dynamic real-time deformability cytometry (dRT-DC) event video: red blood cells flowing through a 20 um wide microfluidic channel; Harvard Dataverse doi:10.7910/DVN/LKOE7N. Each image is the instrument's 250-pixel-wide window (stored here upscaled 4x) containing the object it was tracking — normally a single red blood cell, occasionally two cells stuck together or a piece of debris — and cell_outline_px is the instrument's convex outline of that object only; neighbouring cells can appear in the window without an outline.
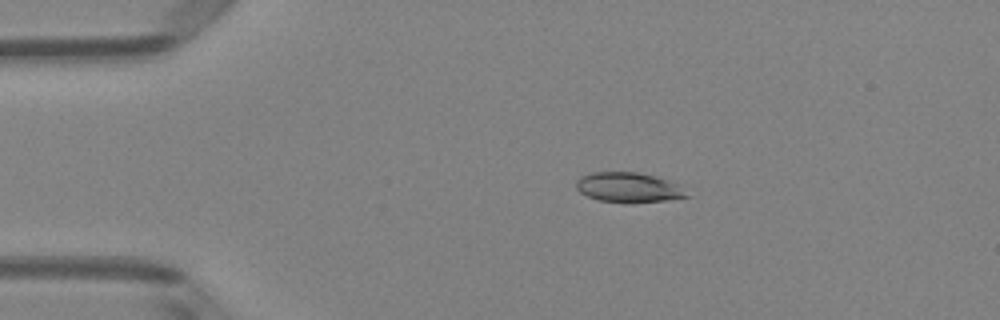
{"species": "Egyptian fruit bat (a non-hibernating species)", "species_latin": "Rousettus aegyptiacus", "temperature_condition": "room temperature", "stored_images_in_passage": 6, "camera_frame_rate_fps": 3000, "um_per_image_px": 0.085, "animal": {"sex": "female"}, "frame": {"image": 1, "passage_image": 3, "time_ms": 0.667, "image_size_px": [1000, 320], "cell_outline_px": [[692, 196], [664, 200], [624, 204], [600, 200], [588, 196], [580, 192], [576, 188], [576, 180], [580, 176], [592, 172], [636, 172], [656, 176], [680, 184]], "centroid_in_image_um": [53.45, 15.94], "position_along_channel_um": 31.5, "area_um2": 19.59}}
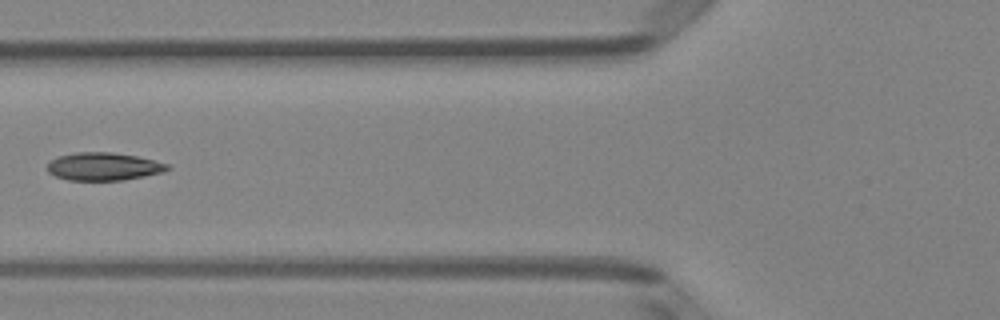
{"frame": {"image": 2, "passage_image": 5, "time_ms": 1.333, "image_size_px": [1000, 320], "cell_outline_px": [[172, 168], [164, 172], [124, 180], [68, 180], [56, 176], [48, 172], [48, 164], [52, 160], [60, 156], [76, 152], [112, 152], [136, 156], [168, 164]], "centroid_in_image_um": [8.83, 14.15], "position_along_channel_um": 117.0, "area_um2": 19.36}}
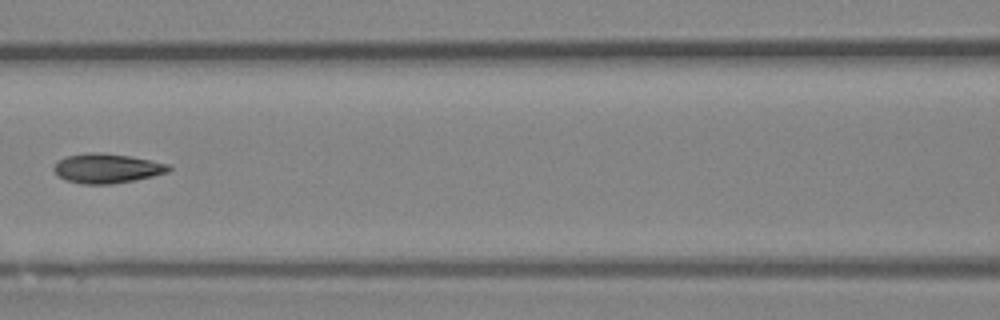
{"frame": {"image": 3, "passage_image": 6, "time_ms": 1.667, "image_size_px": [1000, 320], "cell_outline_px": [[172, 168], [168, 172], [152, 176], [112, 184], [84, 184], [64, 180], [52, 168], [60, 160], [68, 156], [88, 152], [100, 152], [128, 156], [168, 164]], "centroid_in_image_um": [9.08, 14.31], "position_along_channel_um": 157.5, "area_um2": 19.42}}